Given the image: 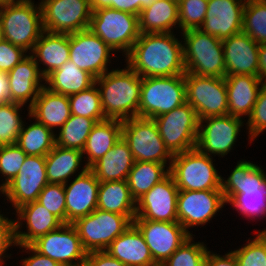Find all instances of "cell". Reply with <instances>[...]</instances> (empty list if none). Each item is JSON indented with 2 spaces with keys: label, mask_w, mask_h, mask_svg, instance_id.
I'll use <instances>...</instances> for the list:
<instances>
[{
  "label": "cell",
  "mask_w": 266,
  "mask_h": 266,
  "mask_svg": "<svg viewBox=\"0 0 266 266\" xmlns=\"http://www.w3.org/2000/svg\"><path fill=\"white\" fill-rule=\"evenodd\" d=\"M37 202L66 223V198L64 185L48 183L40 192Z\"/></svg>",
  "instance_id": "bcb514c9"
},
{
  "label": "cell",
  "mask_w": 266,
  "mask_h": 266,
  "mask_svg": "<svg viewBox=\"0 0 266 266\" xmlns=\"http://www.w3.org/2000/svg\"><path fill=\"white\" fill-rule=\"evenodd\" d=\"M85 266H126L106 251L89 252L86 255Z\"/></svg>",
  "instance_id": "816d5d0a"
},
{
  "label": "cell",
  "mask_w": 266,
  "mask_h": 266,
  "mask_svg": "<svg viewBox=\"0 0 266 266\" xmlns=\"http://www.w3.org/2000/svg\"><path fill=\"white\" fill-rule=\"evenodd\" d=\"M14 215L17 245H30L38 237L58 229L63 224L56 215L37 201L19 207ZM24 227L27 230L23 231Z\"/></svg>",
  "instance_id": "603a6c76"
},
{
  "label": "cell",
  "mask_w": 266,
  "mask_h": 266,
  "mask_svg": "<svg viewBox=\"0 0 266 266\" xmlns=\"http://www.w3.org/2000/svg\"><path fill=\"white\" fill-rule=\"evenodd\" d=\"M47 184L45 157L27 155L19 173L1 189V194L16 211L25 204L37 201Z\"/></svg>",
  "instance_id": "2e32d148"
},
{
  "label": "cell",
  "mask_w": 266,
  "mask_h": 266,
  "mask_svg": "<svg viewBox=\"0 0 266 266\" xmlns=\"http://www.w3.org/2000/svg\"><path fill=\"white\" fill-rule=\"evenodd\" d=\"M208 0H178L179 33L189 29H199L207 12Z\"/></svg>",
  "instance_id": "f6af8a7d"
},
{
  "label": "cell",
  "mask_w": 266,
  "mask_h": 266,
  "mask_svg": "<svg viewBox=\"0 0 266 266\" xmlns=\"http://www.w3.org/2000/svg\"><path fill=\"white\" fill-rule=\"evenodd\" d=\"M172 155L196 148L199 119L187 102L153 119Z\"/></svg>",
  "instance_id": "30bf717a"
},
{
  "label": "cell",
  "mask_w": 266,
  "mask_h": 266,
  "mask_svg": "<svg viewBox=\"0 0 266 266\" xmlns=\"http://www.w3.org/2000/svg\"><path fill=\"white\" fill-rule=\"evenodd\" d=\"M94 84L95 78L70 60L45 78L46 88L67 96L87 90Z\"/></svg>",
  "instance_id": "e575fe53"
},
{
  "label": "cell",
  "mask_w": 266,
  "mask_h": 266,
  "mask_svg": "<svg viewBox=\"0 0 266 266\" xmlns=\"http://www.w3.org/2000/svg\"><path fill=\"white\" fill-rule=\"evenodd\" d=\"M19 250L30 255L25 258H21L20 266H61L58 262L52 260L48 256H44L37 252L31 245H17ZM24 248V249H23ZM31 253V254H30Z\"/></svg>",
  "instance_id": "f907efd6"
},
{
  "label": "cell",
  "mask_w": 266,
  "mask_h": 266,
  "mask_svg": "<svg viewBox=\"0 0 266 266\" xmlns=\"http://www.w3.org/2000/svg\"><path fill=\"white\" fill-rule=\"evenodd\" d=\"M246 0H208L205 21L199 28L223 41L242 32Z\"/></svg>",
  "instance_id": "44dd1931"
},
{
  "label": "cell",
  "mask_w": 266,
  "mask_h": 266,
  "mask_svg": "<svg viewBox=\"0 0 266 266\" xmlns=\"http://www.w3.org/2000/svg\"><path fill=\"white\" fill-rule=\"evenodd\" d=\"M132 223L125 215L96 208L72 224L78 232L84 250L89 253L105 251L110 243Z\"/></svg>",
  "instance_id": "8fae6325"
},
{
  "label": "cell",
  "mask_w": 266,
  "mask_h": 266,
  "mask_svg": "<svg viewBox=\"0 0 266 266\" xmlns=\"http://www.w3.org/2000/svg\"><path fill=\"white\" fill-rule=\"evenodd\" d=\"M197 148L173 155L169 169L179 190H221L215 160Z\"/></svg>",
  "instance_id": "8992f818"
},
{
  "label": "cell",
  "mask_w": 266,
  "mask_h": 266,
  "mask_svg": "<svg viewBox=\"0 0 266 266\" xmlns=\"http://www.w3.org/2000/svg\"><path fill=\"white\" fill-rule=\"evenodd\" d=\"M71 114L92 118L96 122L105 120L100 92L96 84L89 89L68 96Z\"/></svg>",
  "instance_id": "ab89813d"
},
{
  "label": "cell",
  "mask_w": 266,
  "mask_h": 266,
  "mask_svg": "<svg viewBox=\"0 0 266 266\" xmlns=\"http://www.w3.org/2000/svg\"><path fill=\"white\" fill-rule=\"evenodd\" d=\"M134 157L127 142L121 137L103 157L89 169L100 182L127 180L134 165Z\"/></svg>",
  "instance_id": "f546056e"
},
{
  "label": "cell",
  "mask_w": 266,
  "mask_h": 266,
  "mask_svg": "<svg viewBox=\"0 0 266 266\" xmlns=\"http://www.w3.org/2000/svg\"><path fill=\"white\" fill-rule=\"evenodd\" d=\"M138 21L140 33H175L179 29L178 0H154L141 10Z\"/></svg>",
  "instance_id": "4dcf8cb0"
},
{
  "label": "cell",
  "mask_w": 266,
  "mask_h": 266,
  "mask_svg": "<svg viewBox=\"0 0 266 266\" xmlns=\"http://www.w3.org/2000/svg\"><path fill=\"white\" fill-rule=\"evenodd\" d=\"M81 150L63 148L55 145L45 156L48 183L62 184L71 181L73 175L82 174L88 167L83 164ZM83 164V166H81ZM80 167L82 168L81 171ZM78 172V173H76Z\"/></svg>",
  "instance_id": "1f68e13d"
},
{
  "label": "cell",
  "mask_w": 266,
  "mask_h": 266,
  "mask_svg": "<svg viewBox=\"0 0 266 266\" xmlns=\"http://www.w3.org/2000/svg\"><path fill=\"white\" fill-rule=\"evenodd\" d=\"M174 32L140 33L125 63L140 77L184 75L183 40Z\"/></svg>",
  "instance_id": "6da1fadb"
},
{
  "label": "cell",
  "mask_w": 266,
  "mask_h": 266,
  "mask_svg": "<svg viewBox=\"0 0 266 266\" xmlns=\"http://www.w3.org/2000/svg\"><path fill=\"white\" fill-rule=\"evenodd\" d=\"M225 61V76H258L257 44L247 34L241 32L222 41Z\"/></svg>",
  "instance_id": "d4e9b609"
},
{
  "label": "cell",
  "mask_w": 266,
  "mask_h": 266,
  "mask_svg": "<svg viewBox=\"0 0 266 266\" xmlns=\"http://www.w3.org/2000/svg\"><path fill=\"white\" fill-rule=\"evenodd\" d=\"M122 137L135 161L165 164L170 169L173 155L165 147L153 119L134 117L122 121Z\"/></svg>",
  "instance_id": "9c48e42d"
},
{
  "label": "cell",
  "mask_w": 266,
  "mask_h": 266,
  "mask_svg": "<svg viewBox=\"0 0 266 266\" xmlns=\"http://www.w3.org/2000/svg\"><path fill=\"white\" fill-rule=\"evenodd\" d=\"M244 122L246 119L229 114L199 120L196 148L210 157H225L234 150Z\"/></svg>",
  "instance_id": "4fadbf2b"
},
{
  "label": "cell",
  "mask_w": 266,
  "mask_h": 266,
  "mask_svg": "<svg viewBox=\"0 0 266 266\" xmlns=\"http://www.w3.org/2000/svg\"><path fill=\"white\" fill-rule=\"evenodd\" d=\"M154 0H115V9L138 15L141 10L152 4Z\"/></svg>",
  "instance_id": "db71d44e"
},
{
  "label": "cell",
  "mask_w": 266,
  "mask_h": 266,
  "mask_svg": "<svg viewBox=\"0 0 266 266\" xmlns=\"http://www.w3.org/2000/svg\"><path fill=\"white\" fill-rule=\"evenodd\" d=\"M191 236L160 266H204L208 252L204 241L195 242Z\"/></svg>",
  "instance_id": "b9f144b4"
},
{
  "label": "cell",
  "mask_w": 266,
  "mask_h": 266,
  "mask_svg": "<svg viewBox=\"0 0 266 266\" xmlns=\"http://www.w3.org/2000/svg\"><path fill=\"white\" fill-rule=\"evenodd\" d=\"M179 189L169 173L136 201V217L152 221H178L177 196Z\"/></svg>",
  "instance_id": "ffe728a7"
},
{
  "label": "cell",
  "mask_w": 266,
  "mask_h": 266,
  "mask_svg": "<svg viewBox=\"0 0 266 266\" xmlns=\"http://www.w3.org/2000/svg\"><path fill=\"white\" fill-rule=\"evenodd\" d=\"M7 77L10 101L24 105L29 112V108L33 105L40 90L45 86V78L41 74L35 59L29 54L7 73Z\"/></svg>",
  "instance_id": "cb8c5ba5"
},
{
  "label": "cell",
  "mask_w": 266,
  "mask_h": 266,
  "mask_svg": "<svg viewBox=\"0 0 266 266\" xmlns=\"http://www.w3.org/2000/svg\"><path fill=\"white\" fill-rule=\"evenodd\" d=\"M228 114L244 119L249 117L264 82L258 76H225ZM244 117V118H243Z\"/></svg>",
  "instance_id": "484cf974"
},
{
  "label": "cell",
  "mask_w": 266,
  "mask_h": 266,
  "mask_svg": "<svg viewBox=\"0 0 266 266\" xmlns=\"http://www.w3.org/2000/svg\"><path fill=\"white\" fill-rule=\"evenodd\" d=\"M28 124L24 121L19 133L17 145L31 156L45 157L55 146V133L44 124L31 121V116L27 112Z\"/></svg>",
  "instance_id": "d590c367"
},
{
  "label": "cell",
  "mask_w": 266,
  "mask_h": 266,
  "mask_svg": "<svg viewBox=\"0 0 266 266\" xmlns=\"http://www.w3.org/2000/svg\"><path fill=\"white\" fill-rule=\"evenodd\" d=\"M186 102L184 75L143 77L138 117L154 119Z\"/></svg>",
  "instance_id": "ba28073f"
},
{
  "label": "cell",
  "mask_w": 266,
  "mask_h": 266,
  "mask_svg": "<svg viewBox=\"0 0 266 266\" xmlns=\"http://www.w3.org/2000/svg\"><path fill=\"white\" fill-rule=\"evenodd\" d=\"M184 80L186 102L195 109L199 120L228 114L225 77L201 76L186 72Z\"/></svg>",
  "instance_id": "7c38bea8"
},
{
  "label": "cell",
  "mask_w": 266,
  "mask_h": 266,
  "mask_svg": "<svg viewBox=\"0 0 266 266\" xmlns=\"http://www.w3.org/2000/svg\"><path fill=\"white\" fill-rule=\"evenodd\" d=\"M29 115L33 121L44 124L55 133L72 115L68 96L44 86L29 108Z\"/></svg>",
  "instance_id": "83f0119b"
},
{
  "label": "cell",
  "mask_w": 266,
  "mask_h": 266,
  "mask_svg": "<svg viewBox=\"0 0 266 266\" xmlns=\"http://www.w3.org/2000/svg\"><path fill=\"white\" fill-rule=\"evenodd\" d=\"M30 245L37 252L48 256L61 266L85 264L87 252L73 224L63 223L58 229L38 237Z\"/></svg>",
  "instance_id": "ac0fdd59"
},
{
  "label": "cell",
  "mask_w": 266,
  "mask_h": 266,
  "mask_svg": "<svg viewBox=\"0 0 266 266\" xmlns=\"http://www.w3.org/2000/svg\"><path fill=\"white\" fill-rule=\"evenodd\" d=\"M242 32L257 44L266 43V0H246Z\"/></svg>",
  "instance_id": "f35d334b"
},
{
  "label": "cell",
  "mask_w": 266,
  "mask_h": 266,
  "mask_svg": "<svg viewBox=\"0 0 266 266\" xmlns=\"http://www.w3.org/2000/svg\"><path fill=\"white\" fill-rule=\"evenodd\" d=\"M1 212L0 210V266H3V264H6L5 261L12 256L7 251L11 249V246H17V243L15 239L14 219H12V216L10 217L11 219L8 218Z\"/></svg>",
  "instance_id": "c3c4849f"
},
{
  "label": "cell",
  "mask_w": 266,
  "mask_h": 266,
  "mask_svg": "<svg viewBox=\"0 0 266 266\" xmlns=\"http://www.w3.org/2000/svg\"><path fill=\"white\" fill-rule=\"evenodd\" d=\"M10 102V90L7 73L0 71V104Z\"/></svg>",
  "instance_id": "9f6ffc18"
},
{
  "label": "cell",
  "mask_w": 266,
  "mask_h": 266,
  "mask_svg": "<svg viewBox=\"0 0 266 266\" xmlns=\"http://www.w3.org/2000/svg\"><path fill=\"white\" fill-rule=\"evenodd\" d=\"M121 137L122 121L105 119L97 122L93 126L82 150L83 163L89 168L113 148Z\"/></svg>",
  "instance_id": "d6a6232c"
},
{
  "label": "cell",
  "mask_w": 266,
  "mask_h": 266,
  "mask_svg": "<svg viewBox=\"0 0 266 266\" xmlns=\"http://www.w3.org/2000/svg\"><path fill=\"white\" fill-rule=\"evenodd\" d=\"M4 37H3V31H2V26H1V23H0V41L3 40Z\"/></svg>",
  "instance_id": "680465c9"
},
{
  "label": "cell",
  "mask_w": 266,
  "mask_h": 266,
  "mask_svg": "<svg viewBox=\"0 0 266 266\" xmlns=\"http://www.w3.org/2000/svg\"><path fill=\"white\" fill-rule=\"evenodd\" d=\"M169 173L165 164L135 161L127 178L132 197L137 201Z\"/></svg>",
  "instance_id": "8d00e7d4"
},
{
  "label": "cell",
  "mask_w": 266,
  "mask_h": 266,
  "mask_svg": "<svg viewBox=\"0 0 266 266\" xmlns=\"http://www.w3.org/2000/svg\"><path fill=\"white\" fill-rule=\"evenodd\" d=\"M22 107L11 101L0 104V146L17 143L24 122Z\"/></svg>",
  "instance_id": "60d3db41"
},
{
  "label": "cell",
  "mask_w": 266,
  "mask_h": 266,
  "mask_svg": "<svg viewBox=\"0 0 266 266\" xmlns=\"http://www.w3.org/2000/svg\"><path fill=\"white\" fill-rule=\"evenodd\" d=\"M88 29L124 57L140 35L138 15L110 7L94 10Z\"/></svg>",
  "instance_id": "52a82bcc"
},
{
  "label": "cell",
  "mask_w": 266,
  "mask_h": 266,
  "mask_svg": "<svg viewBox=\"0 0 266 266\" xmlns=\"http://www.w3.org/2000/svg\"><path fill=\"white\" fill-rule=\"evenodd\" d=\"M247 128L249 143H253L255 139L266 130V83L261 87L257 101L252 109L250 116L245 124Z\"/></svg>",
  "instance_id": "7dc6e473"
},
{
  "label": "cell",
  "mask_w": 266,
  "mask_h": 266,
  "mask_svg": "<svg viewBox=\"0 0 266 266\" xmlns=\"http://www.w3.org/2000/svg\"><path fill=\"white\" fill-rule=\"evenodd\" d=\"M29 53L23 48L3 39L0 41V71L8 73L18 63L25 59Z\"/></svg>",
  "instance_id": "681fc988"
},
{
  "label": "cell",
  "mask_w": 266,
  "mask_h": 266,
  "mask_svg": "<svg viewBox=\"0 0 266 266\" xmlns=\"http://www.w3.org/2000/svg\"><path fill=\"white\" fill-rule=\"evenodd\" d=\"M226 202L221 190L189 191L179 190L177 196V217L178 222L191 235V228L205 226L210 223ZM192 232V233H191Z\"/></svg>",
  "instance_id": "9a60e30c"
},
{
  "label": "cell",
  "mask_w": 266,
  "mask_h": 266,
  "mask_svg": "<svg viewBox=\"0 0 266 266\" xmlns=\"http://www.w3.org/2000/svg\"><path fill=\"white\" fill-rule=\"evenodd\" d=\"M124 65V69L113 68L95 79L106 119L124 121L138 117L142 77Z\"/></svg>",
  "instance_id": "3957f363"
},
{
  "label": "cell",
  "mask_w": 266,
  "mask_h": 266,
  "mask_svg": "<svg viewBox=\"0 0 266 266\" xmlns=\"http://www.w3.org/2000/svg\"><path fill=\"white\" fill-rule=\"evenodd\" d=\"M258 77L266 83V43L259 44L258 50Z\"/></svg>",
  "instance_id": "11a10c76"
},
{
  "label": "cell",
  "mask_w": 266,
  "mask_h": 266,
  "mask_svg": "<svg viewBox=\"0 0 266 266\" xmlns=\"http://www.w3.org/2000/svg\"><path fill=\"white\" fill-rule=\"evenodd\" d=\"M97 122L92 118L72 114L55 132V145L63 148L83 150L86 140Z\"/></svg>",
  "instance_id": "74e56055"
},
{
  "label": "cell",
  "mask_w": 266,
  "mask_h": 266,
  "mask_svg": "<svg viewBox=\"0 0 266 266\" xmlns=\"http://www.w3.org/2000/svg\"><path fill=\"white\" fill-rule=\"evenodd\" d=\"M204 266H238L237 258L234 252L229 250L224 255L217 254L208 249Z\"/></svg>",
  "instance_id": "f5cc1de1"
},
{
  "label": "cell",
  "mask_w": 266,
  "mask_h": 266,
  "mask_svg": "<svg viewBox=\"0 0 266 266\" xmlns=\"http://www.w3.org/2000/svg\"><path fill=\"white\" fill-rule=\"evenodd\" d=\"M253 238L246 239L245 245L232 250L238 266H266V232L260 230Z\"/></svg>",
  "instance_id": "7bdbcfd3"
},
{
  "label": "cell",
  "mask_w": 266,
  "mask_h": 266,
  "mask_svg": "<svg viewBox=\"0 0 266 266\" xmlns=\"http://www.w3.org/2000/svg\"><path fill=\"white\" fill-rule=\"evenodd\" d=\"M133 224L142 233L153 261L159 266L191 237L178 221L162 222L134 218Z\"/></svg>",
  "instance_id": "d6986e66"
},
{
  "label": "cell",
  "mask_w": 266,
  "mask_h": 266,
  "mask_svg": "<svg viewBox=\"0 0 266 266\" xmlns=\"http://www.w3.org/2000/svg\"><path fill=\"white\" fill-rule=\"evenodd\" d=\"M12 1H16V0H0V3L12 2Z\"/></svg>",
  "instance_id": "91938a15"
},
{
  "label": "cell",
  "mask_w": 266,
  "mask_h": 266,
  "mask_svg": "<svg viewBox=\"0 0 266 266\" xmlns=\"http://www.w3.org/2000/svg\"><path fill=\"white\" fill-rule=\"evenodd\" d=\"M236 164L228 178H221L226 205L252 222L266 219V172L250 160L241 159Z\"/></svg>",
  "instance_id": "7a4b0ae2"
},
{
  "label": "cell",
  "mask_w": 266,
  "mask_h": 266,
  "mask_svg": "<svg viewBox=\"0 0 266 266\" xmlns=\"http://www.w3.org/2000/svg\"><path fill=\"white\" fill-rule=\"evenodd\" d=\"M43 29L71 34L89 28L92 9L89 0H39Z\"/></svg>",
  "instance_id": "5bb4252c"
},
{
  "label": "cell",
  "mask_w": 266,
  "mask_h": 266,
  "mask_svg": "<svg viewBox=\"0 0 266 266\" xmlns=\"http://www.w3.org/2000/svg\"><path fill=\"white\" fill-rule=\"evenodd\" d=\"M64 184L66 198V223H74L97 208L100 181L87 168L82 174Z\"/></svg>",
  "instance_id": "7402d4cb"
},
{
  "label": "cell",
  "mask_w": 266,
  "mask_h": 266,
  "mask_svg": "<svg viewBox=\"0 0 266 266\" xmlns=\"http://www.w3.org/2000/svg\"><path fill=\"white\" fill-rule=\"evenodd\" d=\"M92 11L101 8H113L115 9V0H89Z\"/></svg>",
  "instance_id": "6f0895ef"
},
{
  "label": "cell",
  "mask_w": 266,
  "mask_h": 266,
  "mask_svg": "<svg viewBox=\"0 0 266 266\" xmlns=\"http://www.w3.org/2000/svg\"><path fill=\"white\" fill-rule=\"evenodd\" d=\"M30 55L35 59L41 74L46 78L69 60V34L52 33L44 30Z\"/></svg>",
  "instance_id": "4316f807"
},
{
  "label": "cell",
  "mask_w": 266,
  "mask_h": 266,
  "mask_svg": "<svg viewBox=\"0 0 266 266\" xmlns=\"http://www.w3.org/2000/svg\"><path fill=\"white\" fill-rule=\"evenodd\" d=\"M97 208L125 215L133 222L136 200L131 195L127 180L100 182Z\"/></svg>",
  "instance_id": "836d02e7"
},
{
  "label": "cell",
  "mask_w": 266,
  "mask_h": 266,
  "mask_svg": "<svg viewBox=\"0 0 266 266\" xmlns=\"http://www.w3.org/2000/svg\"><path fill=\"white\" fill-rule=\"evenodd\" d=\"M26 157L27 154L17 144L0 146V176L3 177L0 183V196L1 189L17 176Z\"/></svg>",
  "instance_id": "ee69618b"
},
{
  "label": "cell",
  "mask_w": 266,
  "mask_h": 266,
  "mask_svg": "<svg viewBox=\"0 0 266 266\" xmlns=\"http://www.w3.org/2000/svg\"><path fill=\"white\" fill-rule=\"evenodd\" d=\"M34 2L16 0L0 3V23L4 39L29 54L44 31L40 3Z\"/></svg>",
  "instance_id": "277c9868"
},
{
  "label": "cell",
  "mask_w": 266,
  "mask_h": 266,
  "mask_svg": "<svg viewBox=\"0 0 266 266\" xmlns=\"http://www.w3.org/2000/svg\"><path fill=\"white\" fill-rule=\"evenodd\" d=\"M69 46V60L95 79L109 71L112 64L110 60L116 56L115 52L89 29L69 34Z\"/></svg>",
  "instance_id": "e0dca14e"
},
{
  "label": "cell",
  "mask_w": 266,
  "mask_h": 266,
  "mask_svg": "<svg viewBox=\"0 0 266 266\" xmlns=\"http://www.w3.org/2000/svg\"><path fill=\"white\" fill-rule=\"evenodd\" d=\"M105 251L126 266L157 265L142 233L133 223Z\"/></svg>",
  "instance_id": "f1b7e54d"
},
{
  "label": "cell",
  "mask_w": 266,
  "mask_h": 266,
  "mask_svg": "<svg viewBox=\"0 0 266 266\" xmlns=\"http://www.w3.org/2000/svg\"><path fill=\"white\" fill-rule=\"evenodd\" d=\"M186 72L201 76L225 77L222 41L201 29L181 32Z\"/></svg>",
  "instance_id": "5b68a950"
}]
</instances>
